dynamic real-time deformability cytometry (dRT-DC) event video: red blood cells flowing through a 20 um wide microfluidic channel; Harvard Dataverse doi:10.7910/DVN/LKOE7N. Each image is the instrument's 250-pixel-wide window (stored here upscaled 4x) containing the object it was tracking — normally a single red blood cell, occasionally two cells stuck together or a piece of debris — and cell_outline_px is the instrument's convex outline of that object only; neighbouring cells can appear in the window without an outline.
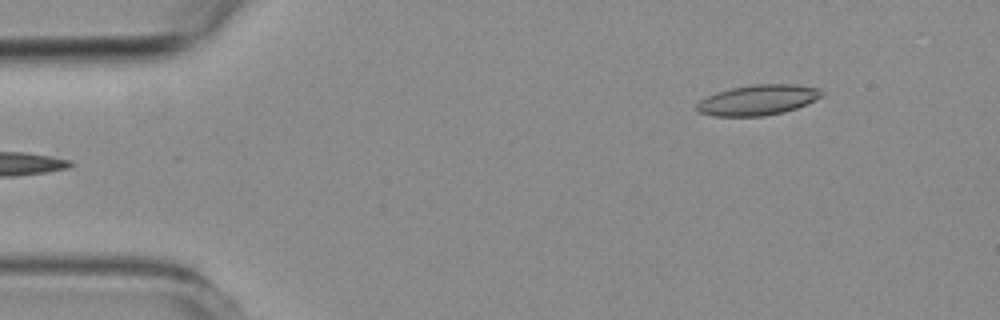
{"species": "common noctule bat (a hibernating species)", "species_latin": "Nyctalus noctula", "temperature_condition": "room temperature", "stored_images_in_passage": 5, "segment_of_instrument_passage": [2, 2], "camera_frame_rate_fps": 3000, "um_per_image_px": 0.085, "animal": {"sex": "female", "body_mass_g": 19.3, "forearm_length_mm": 54.1}, "frame": {"image": 1, "passage_image": 5, "time_ms": 5.333, "image_size_px": [1000, 320], "cell_outline_px": [[824, 96], [808, 104], [784, 112], [764, 116], [712, 116], [700, 112], [696, 108], [696, 104], [700, 100], [716, 92], [732, 88], [752, 84], [796, 84], [820, 88], [824, 92]], "centroid_in_image_um": [64.47, 8.49], "position_along_channel_um": 20.5, "area_um2": 22.31}}